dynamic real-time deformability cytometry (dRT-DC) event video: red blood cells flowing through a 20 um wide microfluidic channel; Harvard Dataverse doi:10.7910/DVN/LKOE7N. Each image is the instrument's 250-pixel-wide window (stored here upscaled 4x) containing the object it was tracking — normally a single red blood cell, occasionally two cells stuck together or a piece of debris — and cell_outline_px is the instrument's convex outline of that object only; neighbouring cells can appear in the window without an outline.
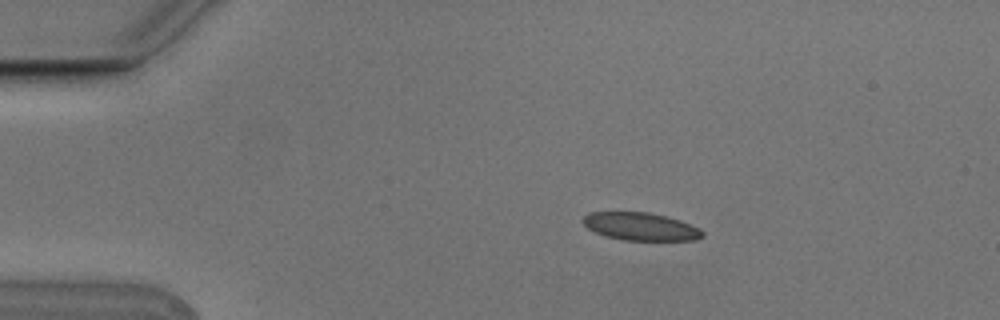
{"species": "Egyptian fruit bat (a non-hibernating species)", "species_latin": "Rousettus aegyptiacus", "temperature_condition": "cold", "stored_images_in_passage": 5, "camera_frame_rate_fps": 3000, "um_per_image_px": 0.085, "animal": {"sex": "male"}, "frame": {"image": 1, "passage_image": 2, "time_ms": 0.333, "image_size_px": [1000, 320], "cell_outline_px": [[704, 236], [696, 240], [624, 240], [604, 236], [588, 228], [580, 220], [588, 212], [648, 212], [680, 220], [700, 228], [704, 232]], "centroid_in_image_um": [54.45, 19.25], "position_along_channel_um": 30.6, "area_um2": 19.42}}
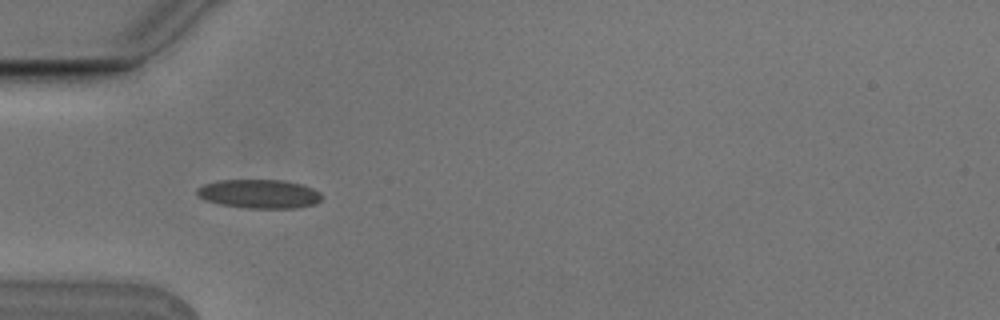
{"frame": {"image": 2, "passage_image": 4, "time_ms": 1.0, "image_size_px": [1000, 320], "cell_outline_px": [[324, 196], [316, 204], [296, 208], [244, 208], [220, 204], [204, 200], [196, 196], [196, 188], [204, 184], [216, 180], [284, 180], [300, 184], [312, 188], [320, 192]], "centroid_in_image_um": [22.01, 16.48], "position_along_channel_um": 63.0, "area_um2": 21.27}}